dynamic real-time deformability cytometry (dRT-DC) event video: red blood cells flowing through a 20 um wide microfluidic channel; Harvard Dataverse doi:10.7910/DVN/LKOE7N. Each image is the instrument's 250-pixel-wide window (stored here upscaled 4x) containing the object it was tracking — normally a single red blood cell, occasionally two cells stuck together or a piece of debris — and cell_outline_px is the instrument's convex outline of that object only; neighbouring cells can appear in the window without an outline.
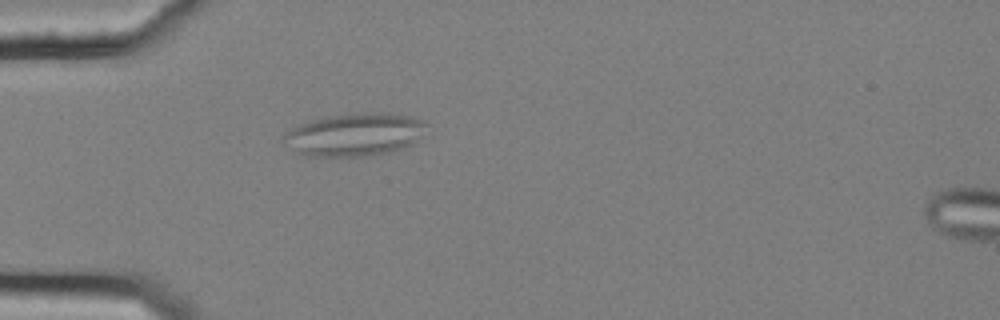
{"species": "common noctule bat (a hibernating species)", "species_latin": "Nyctalus noctula", "temperature_condition": "cold", "stored_images_in_passage": 40, "camera_frame_rate_fps": 3000, "um_per_image_px": 0.085, "animal": {"sex": "female", "body_mass_g": 25.1}, "frame": {"image": 1, "passage_image": 1, "time_ms": 0.0, "image_size_px": [1000, 320], "cell_outline_px": [[428, 124], [420, 136], [412, 144], [404, 148], [388, 152], [360, 156], [308, 156], [300, 152], [284, 136], [292, 128], [300, 124], [312, 120], [332, 116], [364, 112], [388, 112], [412, 116], [424, 120]], "centroid_in_image_um": [30.28, 11.41], "position_along_channel_um": 54.7, "area_um2": 34.85}}
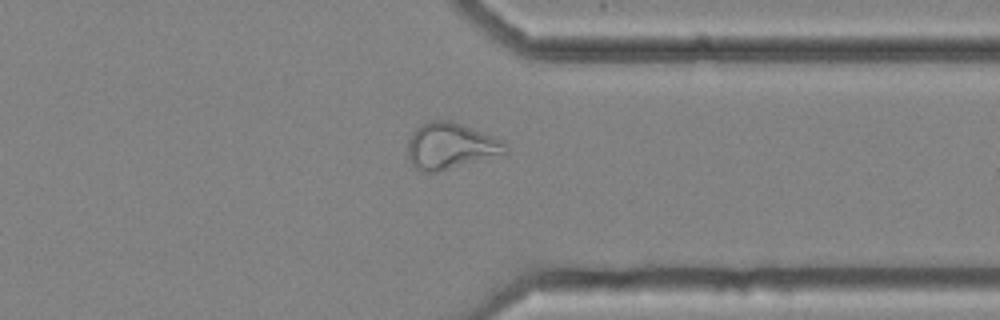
{"frame": {"image": 2, "passage_image": 28, "time_ms": 9.0, "image_size_px": [1000, 320], "cell_outline_px": [[508, 152], [504, 156], [440, 172], [420, 172], [412, 164], [408, 156], [408, 140], [412, 132], [420, 124], [428, 120], [452, 120], [496, 136], [504, 140], [508, 148]], "centroid_in_image_um": [38.37, 12.42], "position_along_channel_um": 373.0, "area_um2": 27.46}}
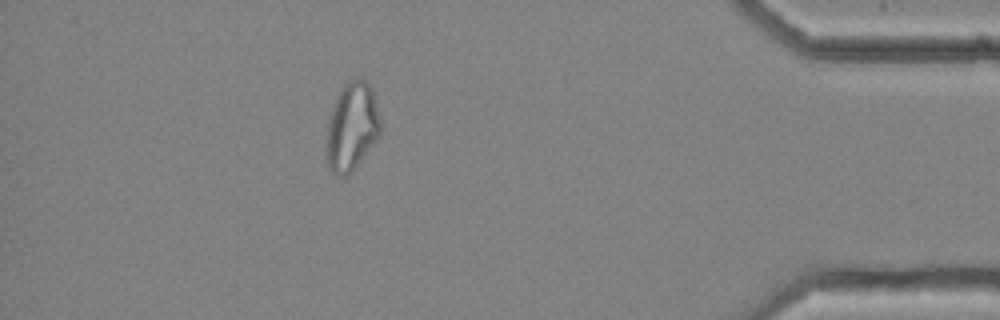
{"frame": {"image": 3, "passage_image": 34, "time_ms": 11.0, "image_size_px": [1000, 320], "cell_outline_px": [[380, 136], [356, 164], [344, 176], [340, 176], [332, 172], [328, 168], [324, 148], [328, 116], [344, 84], [352, 80], [364, 76], [372, 88], [380, 120]], "centroid_in_image_um": [29.87, 10.75], "position_along_channel_um": 405.3, "area_um2": 27.74}, "authors_computed_cell_mechanics": {"area_um2": 23.6113, "velocity_mm_per_s": 3.6573, "shape_relaxation_time_tau1_ms": null, "shape_relaxation_time_tau2_ms": 2.4932, "deformation_change_tau1": null, "deformation_change_tau2": 0.094}}